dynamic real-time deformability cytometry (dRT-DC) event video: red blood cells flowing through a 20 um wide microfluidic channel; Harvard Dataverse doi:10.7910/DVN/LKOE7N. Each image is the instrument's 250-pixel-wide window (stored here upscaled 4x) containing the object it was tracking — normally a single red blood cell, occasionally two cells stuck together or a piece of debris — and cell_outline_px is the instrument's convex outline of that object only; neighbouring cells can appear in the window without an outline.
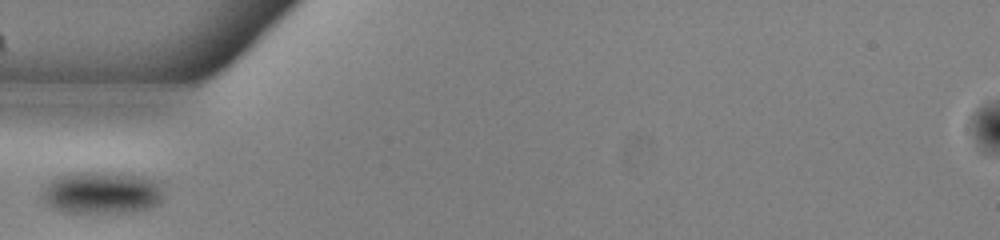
{"species": "common noctule bat (a hibernating species)", "species_latin": "Nyctalus noctula", "temperature_condition": "warm", "stored_images_in_passage": 37, "camera_frame_rate_fps": 3000, "um_per_image_px": 0.085, "animal": {"sex": "male", "body_mass_g": 13.0, "forearm_length_mm": 53.1}, "frame": {"image": 1, "passage_image": 1, "time_ms": 0.0, "image_size_px": [1000, 240], "cell_outline_px": [[164, 200], [160, 204], [152, 208], [128, 212], [64, 212], [48, 204], [44, 196], [44, 192], [48, 184], [52, 180], [68, 172], [108, 172], [144, 176], [160, 184], [164, 192]], "centroid_in_image_um": [8.76, 16.37], "position_along_channel_um": 76.2, "area_um2": 29.77}}
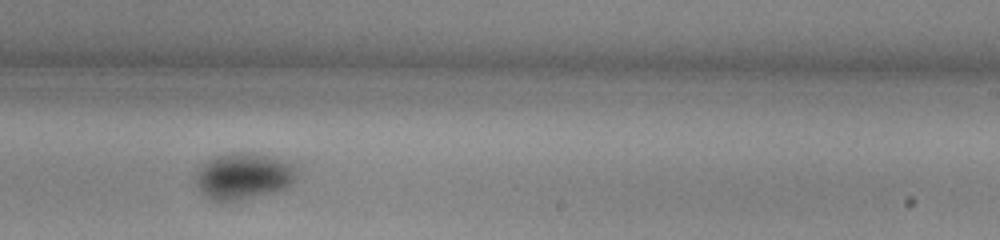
{"frame": {"image": 2, "passage_image": 16, "time_ms": 5.0, "image_size_px": [1000, 240], "cell_outline_px": [[300, 172], [296, 180], [288, 188], [236, 200], [212, 200], [200, 192], [196, 184], [196, 172], [208, 160], [216, 156], [228, 152], [252, 152], [284, 160], [292, 164]], "centroid_in_image_um": [20.73, 14.94], "position_along_channel_um": 268.3, "area_um2": 27.34}}
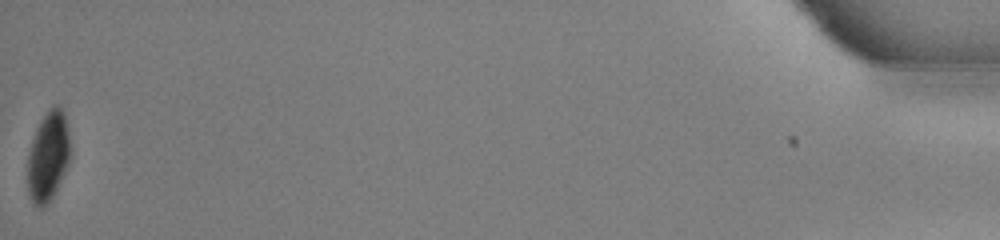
{"frame": {"image": 3, "passage_image": 37, "time_ms": 12.0, "image_size_px": [1000, 240], "cell_outline_px": [[72, 152], [68, 164], [56, 192], [52, 200], [44, 208], [40, 208], [32, 200], [28, 192], [28, 156], [32, 140], [36, 128], [40, 120], [52, 104], [60, 104], [64, 112]], "centroid_in_image_um": [4.12, 13.27], "position_along_channel_um": 431.1, "area_um2": 22.72}}